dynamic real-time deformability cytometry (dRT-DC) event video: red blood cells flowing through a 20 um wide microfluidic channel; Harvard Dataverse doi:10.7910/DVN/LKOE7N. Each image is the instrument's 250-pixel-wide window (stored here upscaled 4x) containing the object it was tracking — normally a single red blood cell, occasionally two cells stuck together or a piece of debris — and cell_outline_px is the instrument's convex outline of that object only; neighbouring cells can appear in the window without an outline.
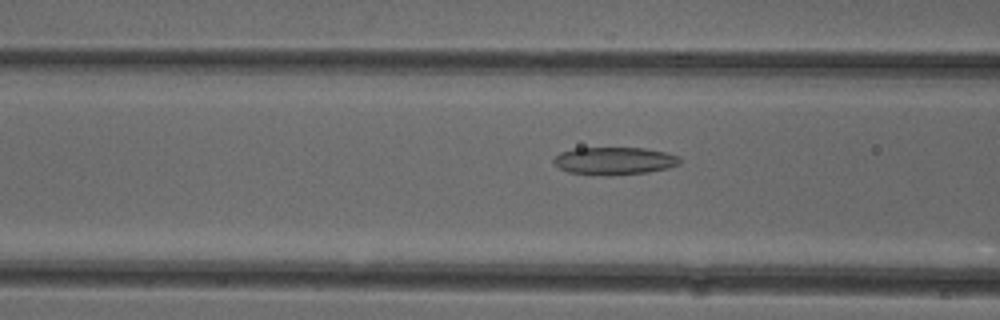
{"species": "common noctule bat (a hibernating species)", "species_latin": "Nyctalus noctula", "temperature_condition": "cold", "stored_images_in_passage": 16, "camera_frame_rate_fps": 3000, "um_per_image_px": 0.085, "animal": {"sex": "female"}, "frame": {"image": 1, "passage_image": 10, "time_ms": 3.0, "image_size_px": [1000, 320], "cell_outline_px": [[680, 164], [668, 168], [648, 172], [608, 176], [604, 176], [568, 172], [560, 168], [552, 160], [560, 152], [572, 148], [644, 148], [664, 152], [680, 156]], "centroid_in_image_um": [52.22, 13.68], "position_along_channel_um": 114.4, "area_um2": 20.4}}
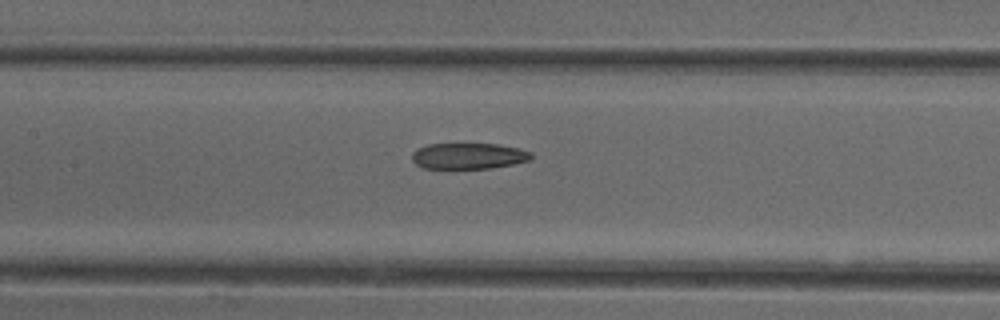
{"frame": {"image": 2, "passage_image": 14, "time_ms": 4.333, "image_size_px": [1000, 320], "cell_outline_px": [[532, 156], [528, 160], [512, 164], [488, 168], [424, 168], [416, 164], [412, 160], [412, 152], [416, 148], [428, 144], [496, 144], [520, 148], [532, 152]], "centroid_in_image_um": [39.79, 13.25], "position_along_channel_um": 167.6, "area_um2": 17.98}}